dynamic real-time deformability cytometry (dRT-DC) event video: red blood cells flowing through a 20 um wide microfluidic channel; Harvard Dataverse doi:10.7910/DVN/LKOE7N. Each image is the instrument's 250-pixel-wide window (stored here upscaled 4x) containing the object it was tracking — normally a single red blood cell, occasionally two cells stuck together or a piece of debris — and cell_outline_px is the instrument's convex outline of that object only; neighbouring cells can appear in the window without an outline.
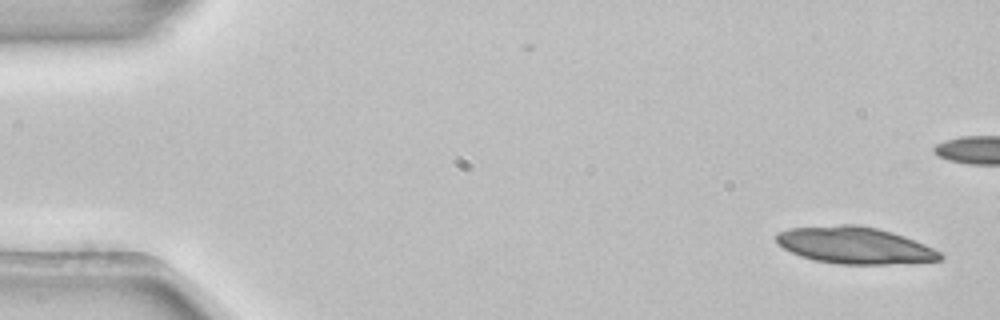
{"species": "common noctule bat (a hibernating species)", "species_latin": "Nyctalus noctula", "temperature_condition": "room temperature", "stored_images_in_passage": 38, "camera_frame_rate_fps": 3000, "um_per_image_px": 0.085, "animal": {"sex": "female", "body_mass_g": 22.7, "forearm_length_mm": 54.2}, "frame": {"image": 1, "passage_image": 1, "time_ms": 0.0, "image_size_px": [1000, 320], "cell_outline_px": [[944, 256], [940, 260], [888, 264], [836, 264], [812, 260], [800, 256], [776, 244], [776, 232], [788, 228], [840, 224], [856, 224], [876, 228], [892, 232], [904, 236], [924, 244], [940, 252]], "centroid_in_image_um": [72.59, 20.85], "position_along_channel_um": 12.4, "area_um2": 35.26}}